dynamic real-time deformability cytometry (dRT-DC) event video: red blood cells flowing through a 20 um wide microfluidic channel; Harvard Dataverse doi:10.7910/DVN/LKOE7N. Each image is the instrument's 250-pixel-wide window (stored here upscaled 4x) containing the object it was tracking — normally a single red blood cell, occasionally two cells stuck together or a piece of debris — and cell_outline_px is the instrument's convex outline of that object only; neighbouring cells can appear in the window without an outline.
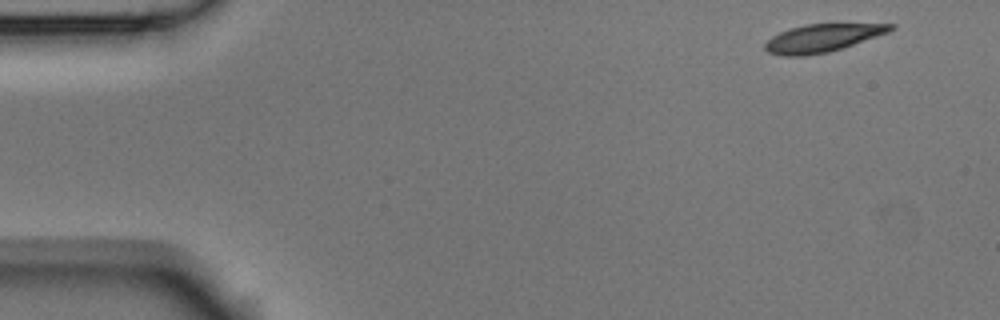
{"species": "Egyptian fruit bat (a non-hibernating species)", "species_latin": "Rousettus aegyptiacus", "temperature_condition": "room temperature", "stored_images_in_passage": 4, "camera_frame_rate_fps": 3000, "um_per_image_px": 0.085, "animal": {"sex": "male"}, "frame": {"image": 1, "passage_image": 1, "time_ms": 0.0, "image_size_px": [1000, 320], "cell_outline_px": [[896, 28], [888, 32], [828, 52], [804, 56], [784, 56], [768, 52], [764, 48], [764, 44], [772, 36], [788, 28], [804, 24], [896, 24]], "centroid_in_image_um": [69.85, 3.23], "position_along_channel_um": 15.1, "area_um2": 20.11}}
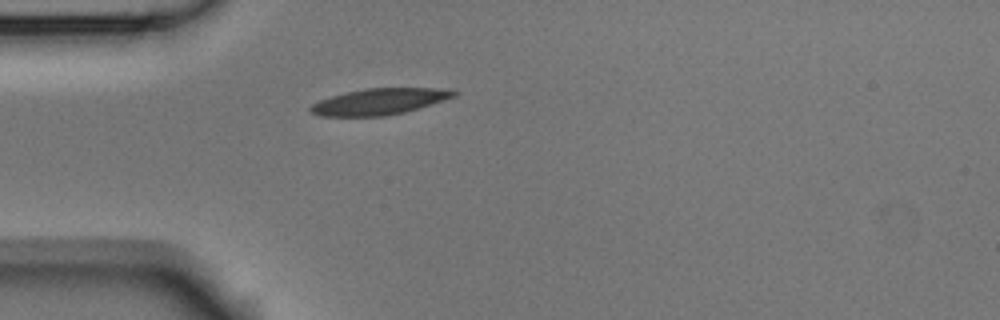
{"frame": {"image": 2, "passage_image": 4, "time_ms": 1.0, "image_size_px": [1000, 320], "cell_outline_px": [[460, 92], [456, 96], [444, 100], [404, 112], [384, 116], [320, 116], [308, 112], [308, 108], [312, 104], [320, 100], [332, 96], [364, 88], [436, 88]], "centroid_in_image_um": [32.21, 8.64], "position_along_channel_um": 52.8, "area_um2": 21.73}}